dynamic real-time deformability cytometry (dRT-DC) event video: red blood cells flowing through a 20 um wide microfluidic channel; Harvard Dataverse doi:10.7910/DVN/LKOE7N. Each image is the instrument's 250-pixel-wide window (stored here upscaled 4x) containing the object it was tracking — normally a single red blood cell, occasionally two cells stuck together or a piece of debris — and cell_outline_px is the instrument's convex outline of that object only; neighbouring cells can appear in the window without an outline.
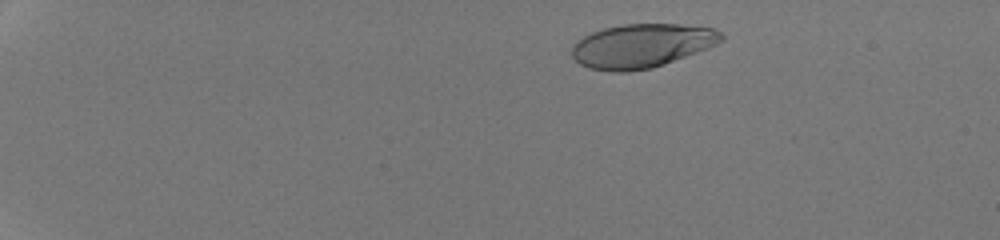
{"species": "human", "species_latin": "Homo sapiens", "temperature_condition": "room temperature", "stored_images_in_passage": 46, "camera_frame_rate_fps": 3000, "um_per_image_px": 0.085, "donor": {"sex": "male"}, "frame": {"image": 1, "passage_image": 5, "time_ms": 1.333, "image_size_px": [1000, 240], "cell_outline_px": [[724, 40], [708, 48], [664, 64], [652, 68], [628, 72], [612, 72], [588, 68], [580, 64], [572, 56], [572, 44], [584, 36], [592, 32], [604, 28], [624, 24], [676, 24], [716, 28], [724, 36]], "centroid_in_image_um": [54.54, 3.89], "position_along_channel_um": 30.5, "area_um2": 38.32}}
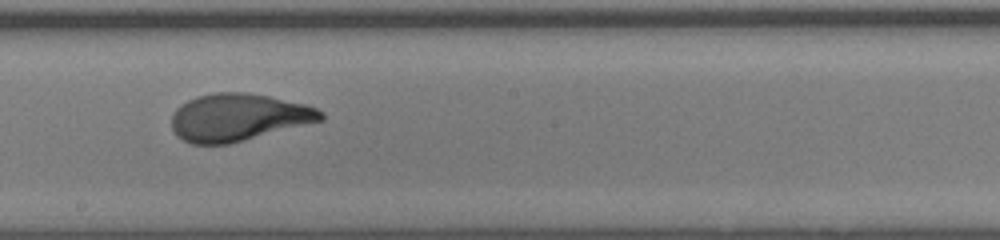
{"frame": {"image": 2, "passage_image": 28, "time_ms": 9.0, "image_size_px": [1000, 240], "cell_outline_px": [[324, 120], [228, 144], [192, 144], [176, 136], [172, 128], [172, 116], [176, 108], [180, 104], [196, 96], [216, 92], [244, 92], [268, 96], [308, 104], [324, 112]], "centroid_in_image_um": [20.26, 9.96], "position_along_channel_um": 227.9, "area_um2": 41.27}}
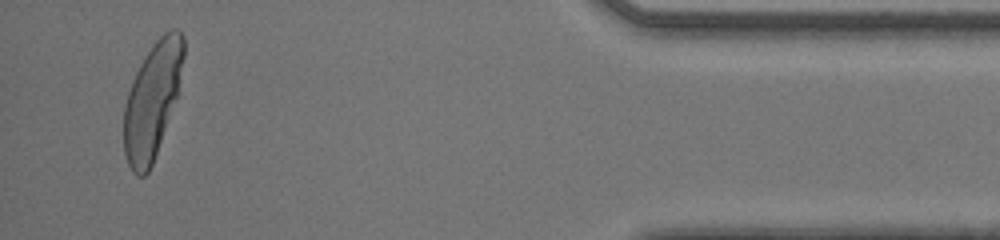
{"frame": {"image": 3, "passage_image": 45, "time_ms": 14.667, "image_size_px": [1000, 240], "cell_outline_px": [[184, 56], [176, 96], [152, 164], [148, 172], [144, 176], [136, 176], [132, 172], [128, 164], [124, 152], [124, 108], [128, 92], [132, 80], [140, 64], [156, 40], [164, 32], [172, 28], [176, 28], [184, 36]], "centroid_in_image_um": [12.92, 8.52], "position_along_channel_um": 422.3, "area_um2": 39.42}, "authors_computed_cell_mechanics": {"area_um2": 40.4022, "velocity_mm_per_s": 4.2734, "shape_relaxation_time_tau1_ms": 2.8421, "shape_relaxation_time_tau2_ms": null, "deformation_change_tau1": 0.2009, "deformation_change_tau2": null}}